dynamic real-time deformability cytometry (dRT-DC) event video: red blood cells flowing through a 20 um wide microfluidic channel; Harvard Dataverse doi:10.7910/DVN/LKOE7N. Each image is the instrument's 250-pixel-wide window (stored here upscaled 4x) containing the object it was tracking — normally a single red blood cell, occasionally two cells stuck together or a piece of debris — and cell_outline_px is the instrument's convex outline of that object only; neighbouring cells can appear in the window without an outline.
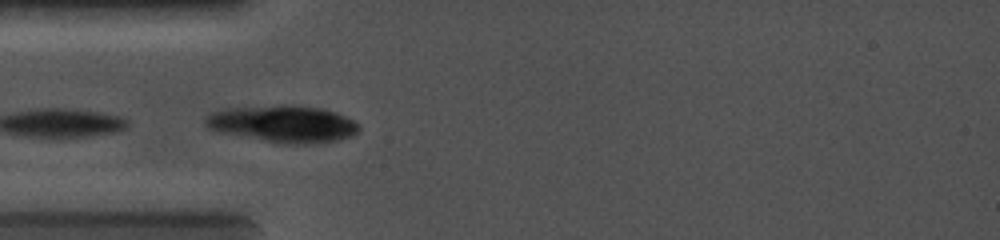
{"species": "common noctule bat (a hibernating species)", "species_latin": "Nyctalus noctula", "temperature_condition": "cold", "stored_images_in_passage": 14, "camera_frame_rate_fps": 5000, "um_per_image_px": 0.085, "animal": {"sex": "female", "body_mass_g": 19.0, "forearm_length_mm": 56.7}, "frame": {"image": 1, "passage_image": 1, "time_ms": 0.0, "image_size_px": [1000, 240], "cell_outline_px": [[360, 128], [352, 136], [340, 140], [304, 144], [280, 144], [216, 132], [208, 128], [204, 124], [204, 116], [212, 112], [224, 108], [280, 104], [292, 104], [324, 108], [336, 112], [360, 124]], "centroid_in_image_um": [24.01, 10.52], "position_along_channel_um": 61.0, "area_um2": 33.93}}
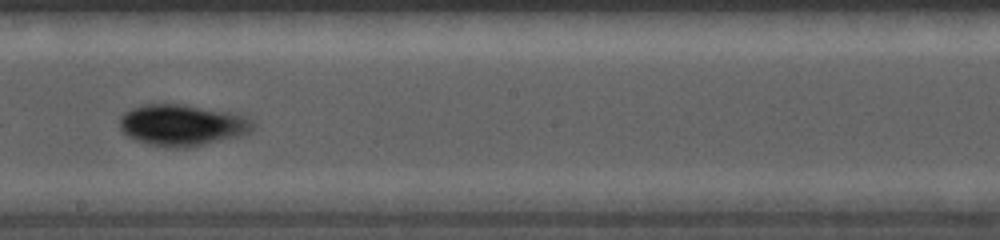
{"frame": {"image": 2, "passage_image": 8, "time_ms": 3.8, "image_size_px": [1000, 240], "cell_outline_px": [[256, 124], [248, 132], [240, 136], [188, 148], [168, 148], [148, 144], [136, 140], [120, 132], [120, 116], [124, 112], [132, 108], [144, 104], [184, 104], [228, 112], [244, 116], [252, 120]], "centroid_in_image_um": [15.45, 10.64], "position_along_channel_um": 232.8, "area_um2": 32.25}}